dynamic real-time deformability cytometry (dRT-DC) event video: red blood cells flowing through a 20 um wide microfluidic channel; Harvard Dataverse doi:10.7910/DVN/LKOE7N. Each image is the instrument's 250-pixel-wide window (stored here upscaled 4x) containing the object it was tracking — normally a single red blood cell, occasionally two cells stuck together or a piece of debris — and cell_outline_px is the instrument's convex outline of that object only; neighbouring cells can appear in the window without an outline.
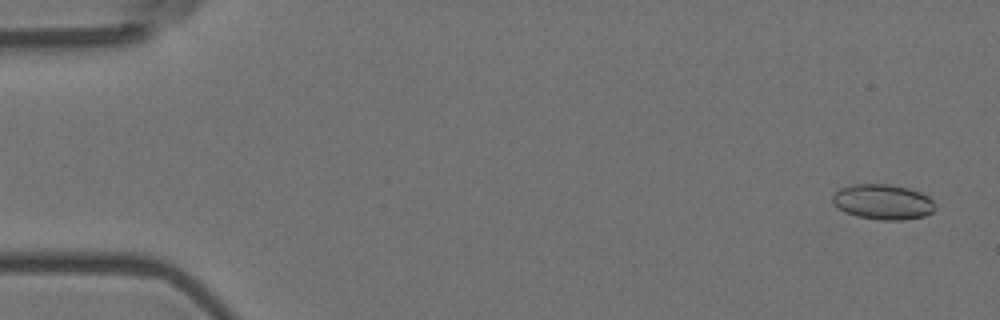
{"species": "Egyptian fruit bat (a non-hibernating species)", "species_latin": "Rousettus aegyptiacus", "temperature_condition": "room temperature", "stored_images_in_passage": 4, "camera_frame_rate_fps": 3000, "um_per_image_px": 0.085, "animal": {"sex": "female"}, "frame": {"image": 1, "passage_image": 1, "time_ms": 0.0, "image_size_px": [1000, 320], "cell_outline_px": [[936, 208], [932, 212], [924, 216], [904, 220], [880, 220], [856, 216], [844, 212], [832, 200], [832, 196], [840, 188], [852, 184], [892, 184], [908, 188], [920, 192], [928, 196], [936, 204]], "centroid_in_image_um": [75.07, 17.16], "position_along_channel_um": 9.9, "area_um2": 21.15}}
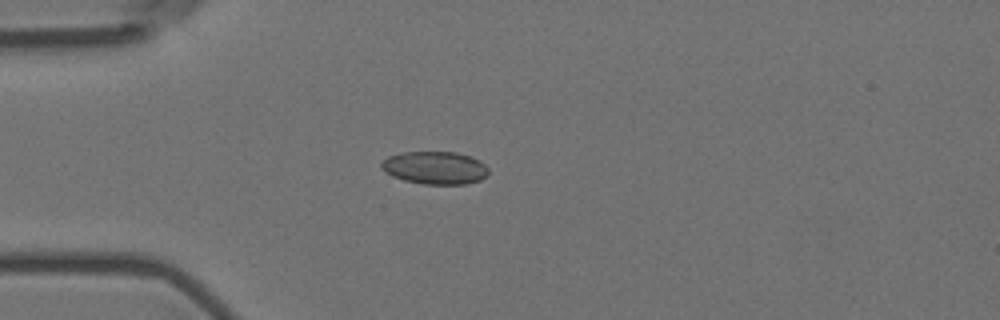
{"frame": {"image": 2, "passage_image": 4, "time_ms": 1.0, "image_size_px": [1000, 320], "cell_outline_px": [[488, 176], [480, 180], [464, 184], [424, 184], [404, 180], [392, 176], [380, 168], [380, 164], [388, 156], [400, 152], [456, 152], [472, 156], [480, 160], [488, 168]], "centroid_in_image_um": [36.98, 14.25], "position_along_channel_um": 48.0, "area_um2": 20.63}}